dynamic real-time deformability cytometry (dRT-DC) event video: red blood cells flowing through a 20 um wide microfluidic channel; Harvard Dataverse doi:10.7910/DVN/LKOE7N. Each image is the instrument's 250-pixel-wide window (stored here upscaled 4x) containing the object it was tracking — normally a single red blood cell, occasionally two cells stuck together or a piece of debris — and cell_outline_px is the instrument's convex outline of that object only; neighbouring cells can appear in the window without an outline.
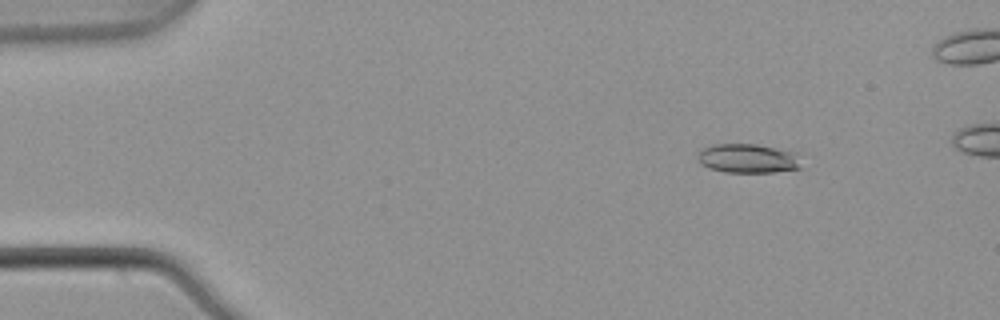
{"species": "common noctule bat (a hibernating species)", "species_latin": "Nyctalus noctula", "temperature_condition": "warm", "stored_images_in_passage": 5, "camera_frame_rate_fps": 3000, "um_per_image_px": 0.085, "animal": {"sex": "male", "body_mass_g": 21.5, "forearm_length_mm": 52.0}, "frame": {"image": 1, "passage_image": 5, "time_ms": 1.333, "image_size_px": [1000, 320], "cell_outline_px": [[800, 168], [772, 172], [724, 172], [708, 168], [700, 164], [696, 156], [704, 148], [712, 144], [756, 144], [800, 152]], "centroid_in_image_um": [63.6, 13.46], "position_along_channel_um": 21.4, "area_um2": 17.86}}